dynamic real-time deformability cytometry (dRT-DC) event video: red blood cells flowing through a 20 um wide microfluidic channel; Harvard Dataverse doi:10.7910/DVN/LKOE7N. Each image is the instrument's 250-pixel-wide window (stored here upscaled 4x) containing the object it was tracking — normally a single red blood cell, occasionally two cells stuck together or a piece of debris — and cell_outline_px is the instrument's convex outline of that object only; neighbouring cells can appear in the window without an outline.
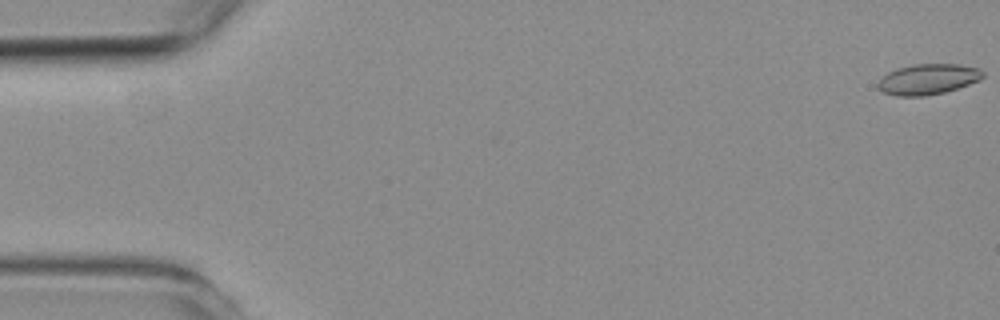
{"species": "common noctule bat (a hibernating species)", "species_latin": "Nyctalus noctula", "temperature_condition": "room temperature", "stored_images_in_passage": 48, "camera_frame_rate_fps": 3000, "um_per_image_px": 0.085, "animal": {"sex": "female", "body_mass_g": 19.3, "forearm_length_mm": 54.1}, "frame": {"image": 1, "passage_image": 1, "time_ms": 0.0, "image_size_px": [1000, 320], "cell_outline_px": [[984, 76], [980, 80], [944, 92], [924, 96], [896, 96], [884, 92], [876, 88], [876, 84], [888, 72], [896, 68], [916, 64], [960, 64], [980, 68], [984, 72]], "centroid_in_image_um": [78.88, 6.73], "position_along_channel_um": 6.1, "area_um2": 18.73}}
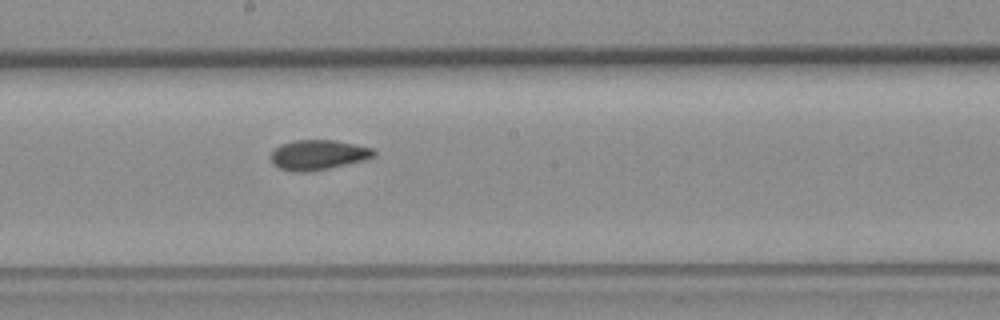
{"frame": {"image": 2, "passage_image": 30, "time_ms": 9.667, "image_size_px": [1000, 320], "cell_outline_px": [[376, 156], [364, 160], [328, 168], [308, 172], [292, 172], [280, 168], [272, 164], [272, 152], [280, 144], [292, 140], [336, 140], [372, 148], [376, 152]], "centroid_in_image_um": [27.04, 13.16], "position_along_channel_um": 221.2, "area_um2": 17.98}}
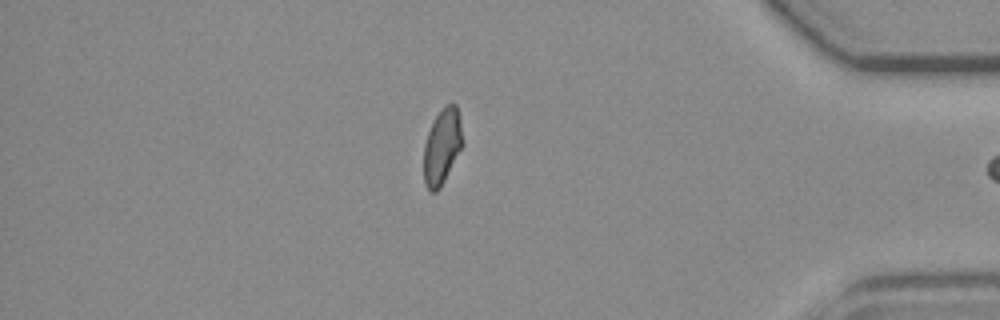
{"frame": {"image": 3, "passage_image": 47, "time_ms": 15.333, "image_size_px": [1000, 320], "cell_outline_px": [[464, 144], [440, 188], [436, 192], [432, 192], [424, 184], [424, 144], [432, 120], [444, 104], [456, 104], [460, 120]], "centroid_in_image_um": [37.58, 12.43], "position_along_channel_um": 397.6, "area_um2": 17.28}}